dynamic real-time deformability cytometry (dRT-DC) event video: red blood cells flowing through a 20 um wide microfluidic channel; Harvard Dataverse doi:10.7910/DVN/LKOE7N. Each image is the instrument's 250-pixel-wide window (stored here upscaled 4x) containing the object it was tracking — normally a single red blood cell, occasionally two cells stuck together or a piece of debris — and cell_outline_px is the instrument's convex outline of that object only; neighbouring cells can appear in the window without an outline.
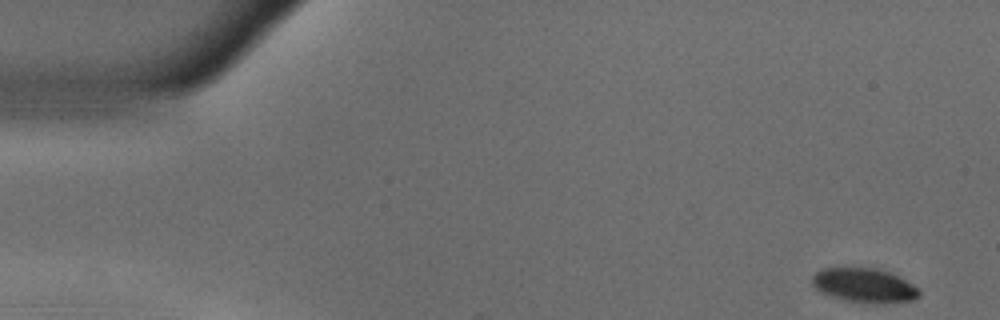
{"species": "common noctule bat (a hibernating species)", "species_latin": "Nyctalus noctula", "temperature_condition": "warm", "stored_images_in_passage": 37, "camera_frame_rate_fps": 3000, "um_per_image_px": 0.085, "animal": {"sex": "male", "body_mass_g": 18.8}, "frame": {"image": 1, "passage_image": 1, "time_ms": 0.0, "image_size_px": [1000, 320], "cell_outline_px": [[920, 296], [916, 300], [884, 304], [876, 304], [840, 300], [820, 292], [812, 284], [812, 276], [816, 272], [824, 268], [880, 268], [920, 288]], "centroid_in_image_um": [73.48, 24.28], "position_along_channel_um": 11.5, "area_um2": 21.68}}
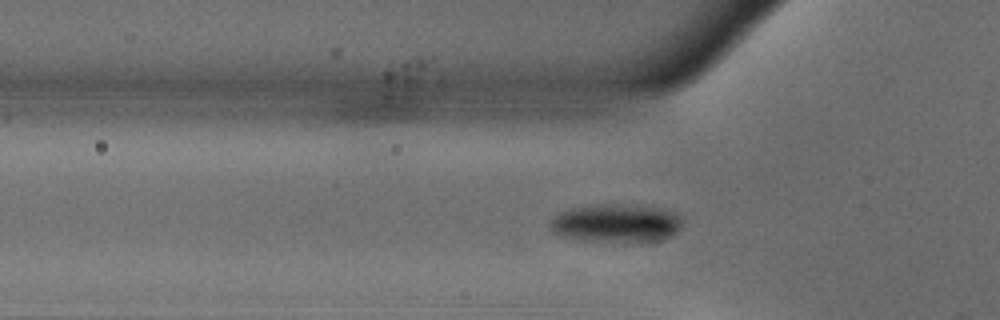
{"frame": {"image": 2, "passage_image": 16, "time_ms": 5.0, "image_size_px": [1000, 320], "cell_outline_px": [[680, 228], [672, 236], [656, 244], [624, 244], [580, 240], [564, 236], [552, 232], [548, 224], [552, 216], [560, 212], [572, 208], [596, 204], [612, 204], [660, 208], [680, 212]], "centroid_in_image_um": [52.42, 19.03], "position_along_channel_um": 73.4, "area_um2": 30.87}}